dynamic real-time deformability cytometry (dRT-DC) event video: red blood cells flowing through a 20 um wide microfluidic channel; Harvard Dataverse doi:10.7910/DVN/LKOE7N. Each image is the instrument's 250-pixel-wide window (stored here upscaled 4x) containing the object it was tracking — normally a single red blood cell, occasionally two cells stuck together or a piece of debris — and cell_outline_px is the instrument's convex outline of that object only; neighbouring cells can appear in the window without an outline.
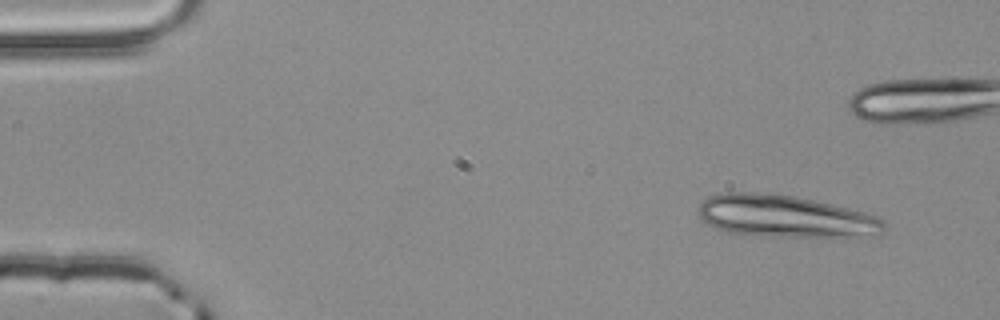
{"species": "common noctule bat (a hibernating species)", "species_latin": "Nyctalus noctula", "temperature_condition": "room temperature", "stored_images_in_passage": 4, "camera_frame_rate_fps": 3000, "um_per_image_px": 0.085, "animal": {"sex": "male", "body_mass_g": 20.4}, "frame": {"image": 1, "passage_image": 1, "time_ms": 0.0, "image_size_px": [1000, 320], "cell_outline_px": [[884, 232], [876, 236], [772, 236], [728, 232], [716, 228], [708, 224], [700, 216], [700, 204], [708, 196], [724, 192], [748, 192], [792, 196], [832, 204], [864, 212], [876, 216], [884, 220]], "centroid_in_image_um": [66.77, 18.39], "position_along_channel_um": 18.2, "area_um2": 44.97}}